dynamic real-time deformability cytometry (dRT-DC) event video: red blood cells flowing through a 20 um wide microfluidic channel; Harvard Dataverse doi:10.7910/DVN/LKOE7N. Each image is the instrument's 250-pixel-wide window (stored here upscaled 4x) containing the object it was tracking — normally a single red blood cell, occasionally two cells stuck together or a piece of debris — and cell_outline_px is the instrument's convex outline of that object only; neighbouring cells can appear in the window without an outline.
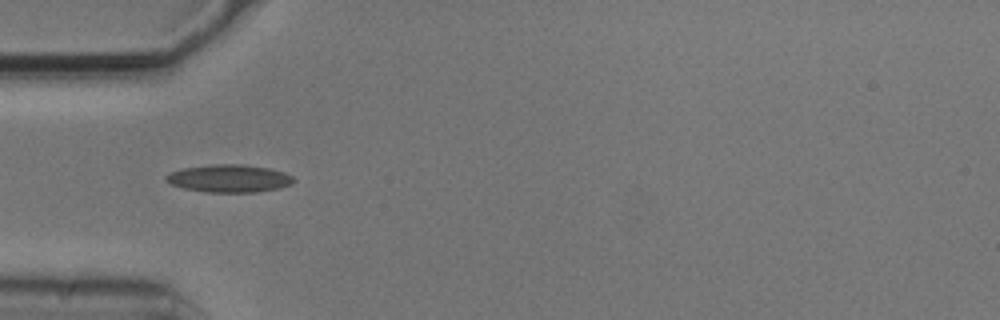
{"species": "common noctule bat (a hibernating species)", "species_latin": "Nyctalus noctula", "temperature_condition": "cold", "stored_images_in_passage": 6, "camera_frame_rate_fps": 3000, "um_per_image_px": 0.085, "animal": {"sex": "male", "body_mass_g": 20.5, "forearm_length_mm": 52.5}, "frame": {"image": 1, "passage_image": 3, "time_ms": 0.667, "image_size_px": [1000, 320], "cell_outline_px": [[296, 180], [292, 184], [280, 188], [256, 192], [208, 192], [184, 188], [172, 184], [164, 180], [164, 176], [168, 172], [184, 168], [212, 164], [244, 164], [268, 168], [284, 172], [292, 176]], "centroid_in_image_um": [19.48, 15.16], "position_along_channel_um": 65.5, "area_um2": 20.69}}
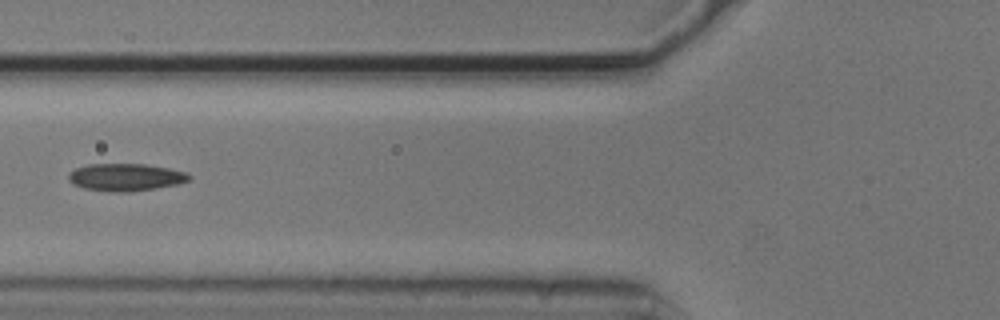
{"frame": {"image": 2, "passage_image": 4, "time_ms": 1.0, "image_size_px": [1000, 320], "cell_outline_px": [[192, 180], [180, 184], [132, 192], [112, 192], [84, 188], [72, 184], [68, 180], [68, 172], [76, 168], [88, 164], [144, 164], [168, 168], [188, 172], [192, 176]], "centroid_in_image_um": [10.71, 15.07], "position_along_channel_um": 115.1, "area_um2": 19.59}}
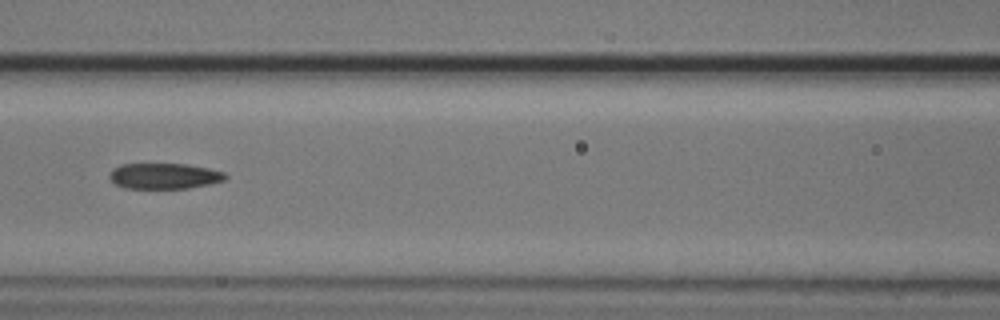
{"frame": {"image": 3, "passage_image": 5, "time_ms": 1.333, "image_size_px": [1000, 320], "cell_outline_px": [[228, 176], [224, 180], [208, 184], [188, 188], [124, 188], [116, 184], [108, 176], [112, 168], [120, 164], [184, 164], [208, 168], [224, 172]], "centroid_in_image_um": [13.93, 14.95], "position_along_channel_um": 152.7, "area_um2": 17.28}}